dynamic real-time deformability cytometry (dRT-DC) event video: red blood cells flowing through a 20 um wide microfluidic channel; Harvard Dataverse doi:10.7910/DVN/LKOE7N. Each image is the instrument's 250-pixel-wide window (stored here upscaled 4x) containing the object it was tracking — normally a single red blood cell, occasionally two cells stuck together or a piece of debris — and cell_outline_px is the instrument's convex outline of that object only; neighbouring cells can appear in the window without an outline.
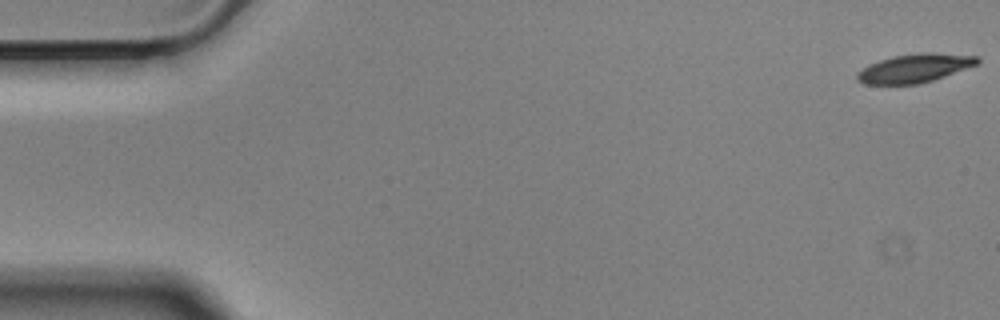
{"species": "Egyptian fruit bat (a non-hibernating species)", "species_latin": "Rousettus aegyptiacus", "temperature_condition": "cold", "stored_images_in_passage": 18, "camera_frame_rate_fps": 3000, "um_per_image_px": 0.085, "animal": {"sex": "male"}, "frame": {"image": 1, "passage_image": 1, "time_ms": 0.0, "image_size_px": [1000, 320], "cell_outline_px": [[980, 64], [920, 84], [864, 84], [856, 80], [856, 76], [868, 64], [892, 56], [920, 52], [932, 52], [980, 56]], "centroid_in_image_um": [77.79, 5.78], "position_along_channel_um": 7.2, "area_um2": 20.17}}
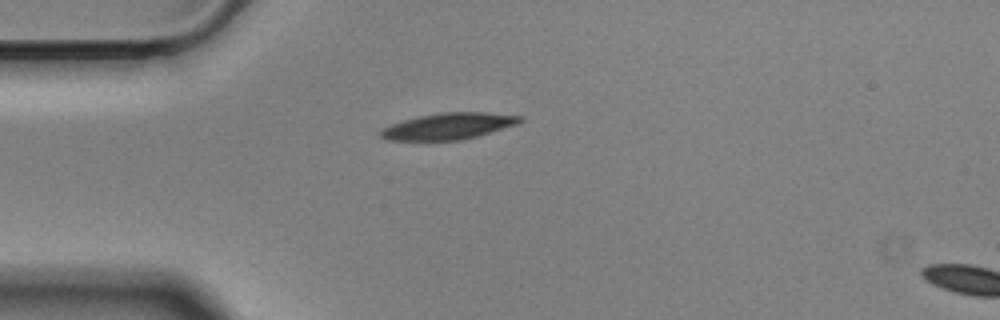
{"frame": {"image": 2, "passage_image": 15, "time_ms": 4.667, "image_size_px": [1000, 320], "cell_outline_px": [[524, 120], [520, 124], [476, 136], [460, 140], [388, 140], [380, 136], [380, 132], [384, 128], [392, 124], [404, 120], [420, 116], [440, 112], [484, 112], [524, 116]], "centroid_in_image_um": [38.2, 10.71], "position_along_channel_um": 46.8, "area_um2": 21.33}}